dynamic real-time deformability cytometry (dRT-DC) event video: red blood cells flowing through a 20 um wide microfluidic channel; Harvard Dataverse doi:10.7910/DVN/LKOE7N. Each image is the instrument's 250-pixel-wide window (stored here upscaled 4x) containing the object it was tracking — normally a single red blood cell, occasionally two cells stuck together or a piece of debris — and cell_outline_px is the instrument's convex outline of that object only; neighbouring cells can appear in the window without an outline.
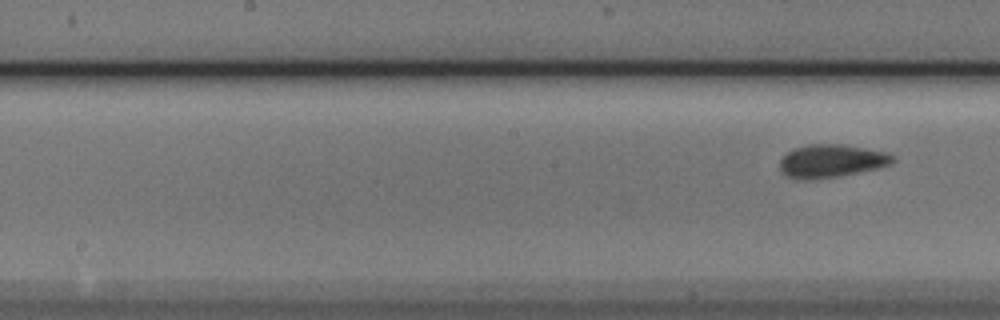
{"species": "Egyptian fruit bat (a non-hibernating species)", "species_latin": "Rousettus aegyptiacus", "temperature_condition": "cold", "stored_images_in_passage": 9, "segment_of_instrument_passage": [2, 2], "camera_frame_rate_fps": 3000, "um_per_image_px": 0.085, "animal": {"sex": "male"}, "frame": {"image": 1, "passage_image": 9, "time_ms": 2.667, "image_size_px": [1000, 320], "cell_outline_px": [[896, 160], [892, 164], [880, 168], [840, 176], [812, 180], [796, 180], [784, 176], [780, 168], [780, 160], [788, 152], [796, 148], [808, 144], [840, 144], [888, 152]], "centroid_in_image_um": [70.67, 13.71], "position_along_channel_um": 177.5, "area_um2": 22.02}}